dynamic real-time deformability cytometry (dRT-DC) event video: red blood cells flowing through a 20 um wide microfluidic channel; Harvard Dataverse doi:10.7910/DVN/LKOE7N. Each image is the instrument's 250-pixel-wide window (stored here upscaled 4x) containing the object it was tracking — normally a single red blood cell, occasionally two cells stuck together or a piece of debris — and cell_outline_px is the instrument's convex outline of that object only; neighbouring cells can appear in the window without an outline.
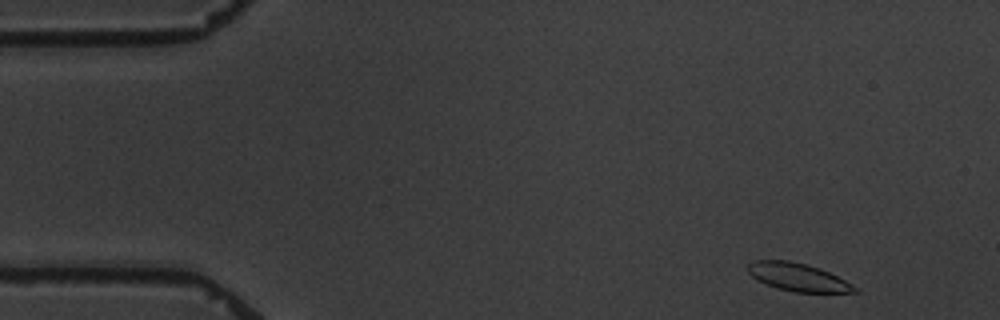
{"species": "common noctule bat (a hibernating species)", "species_latin": "Nyctalus noctula", "temperature_condition": "warm", "stored_images_in_passage": 5, "camera_frame_rate_fps": 3000, "um_per_image_px": 0.085, "animal": {"sex": "male", "body_mass_g": 19.5, "forearm_length_mm": 54.6}, "frame": {"image": 1, "passage_image": 1, "time_ms": 0.0, "image_size_px": [1000, 320], "cell_outline_px": [[860, 292], [796, 292], [776, 288], [752, 276], [748, 272], [748, 264], [752, 260], [788, 260], [804, 264], [828, 272], [860, 288]], "centroid_in_image_um": [67.83, 23.56], "position_along_channel_um": 17.2, "area_um2": 17.05}}
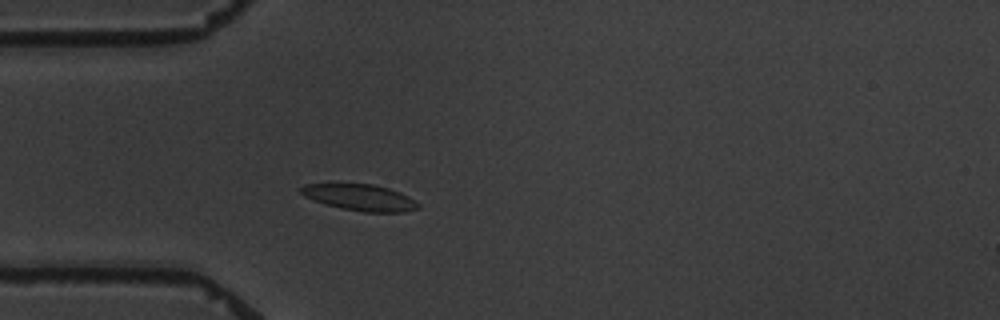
{"frame": {"image": 2, "passage_image": 4, "time_ms": 3.667, "image_size_px": [1000, 320], "cell_outline_px": [[420, 208], [404, 212], [364, 212], [340, 208], [324, 204], [304, 196], [300, 192], [300, 188], [304, 184], [372, 184], [388, 188], [400, 192], [408, 196], [420, 204]], "centroid_in_image_um": [30.61, 16.79], "position_along_channel_um": 54.4, "area_um2": 17.98}}